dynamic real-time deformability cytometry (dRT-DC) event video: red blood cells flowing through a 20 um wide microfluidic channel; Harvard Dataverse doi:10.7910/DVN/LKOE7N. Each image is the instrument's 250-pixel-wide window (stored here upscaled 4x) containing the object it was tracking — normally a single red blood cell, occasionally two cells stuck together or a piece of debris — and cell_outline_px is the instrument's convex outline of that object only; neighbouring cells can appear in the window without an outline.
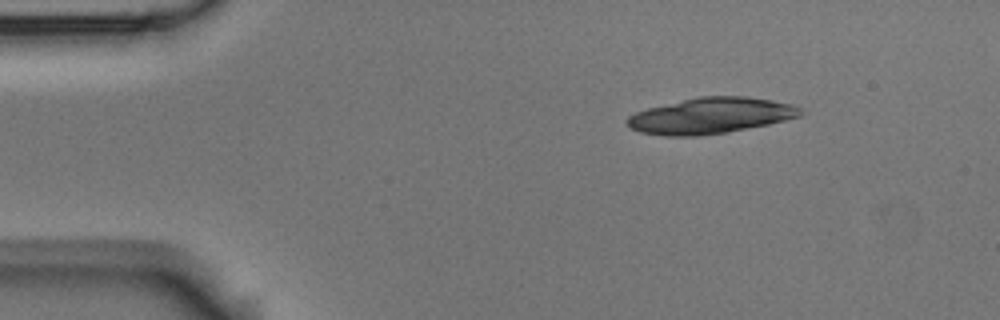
{"species": "Egyptian fruit bat (a non-hibernating species)", "species_latin": "Rousettus aegyptiacus", "temperature_condition": "room temperature", "stored_images_in_passage": 4, "camera_frame_rate_fps": 3000, "um_per_image_px": 0.085, "animal": {"sex": "male"}, "frame": {"image": 1, "passage_image": 1, "time_ms": 0.0, "image_size_px": [1000, 320], "cell_outline_px": [[804, 112], [800, 116], [768, 124], [728, 132], [696, 136], [664, 136], [640, 132], [632, 128], [624, 120], [628, 116], [636, 112], [648, 108], [700, 96], [748, 96], [772, 100], [792, 104], [800, 108]], "centroid_in_image_um": [60.41, 9.83], "position_along_channel_um": 24.6, "area_um2": 36.18}}